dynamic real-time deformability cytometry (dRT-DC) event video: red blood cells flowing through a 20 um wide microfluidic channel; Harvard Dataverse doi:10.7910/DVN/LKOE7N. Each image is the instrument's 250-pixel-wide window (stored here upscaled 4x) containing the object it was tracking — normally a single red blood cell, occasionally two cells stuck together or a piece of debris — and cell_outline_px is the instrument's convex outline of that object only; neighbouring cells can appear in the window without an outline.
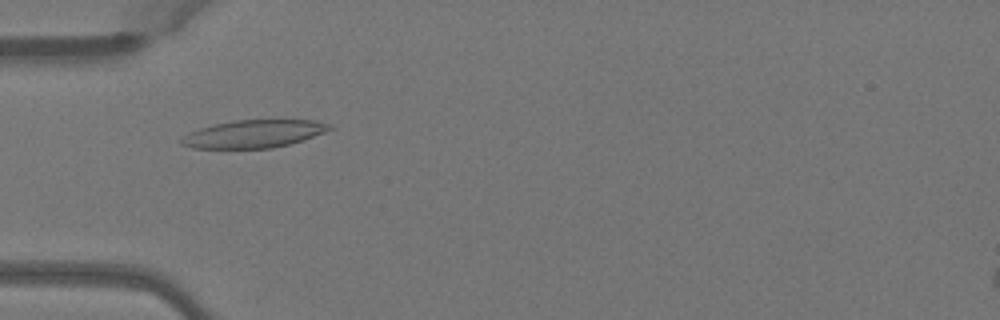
{"species": "Egyptian fruit bat (a non-hibernating species)", "species_latin": "Rousettus aegyptiacus", "temperature_condition": "warm", "stored_images_in_passage": 36, "camera_frame_rate_fps": 3000, "um_per_image_px": 0.085, "animal": {"sex": "female"}, "frame": {"image": 1, "passage_image": 2, "time_ms": 0.333, "image_size_px": [1000, 320], "cell_outline_px": [[332, 128], [324, 132], [304, 140], [272, 148], [192, 148], [180, 144], [180, 140], [184, 136], [200, 128], [232, 120], [316, 120], [332, 124]], "centroid_in_image_um": [21.6, 11.37], "position_along_channel_um": 63.4, "area_um2": 23.81}}
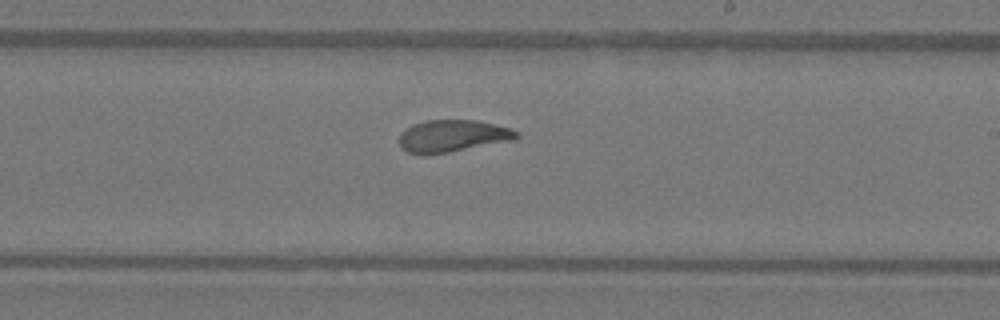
{"frame": {"image": 2, "passage_image": 16, "time_ms": 5.0, "image_size_px": [1000, 320], "cell_outline_px": [[520, 136], [508, 140], [448, 152], [408, 152], [400, 148], [400, 132], [412, 124], [428, 120], [476, 120], [508, 128], [520, 132]], "centroid_in_image_um": [38.43, 11.52], "position_along_channel_um": 250.6, "area_um2": 21.1}}
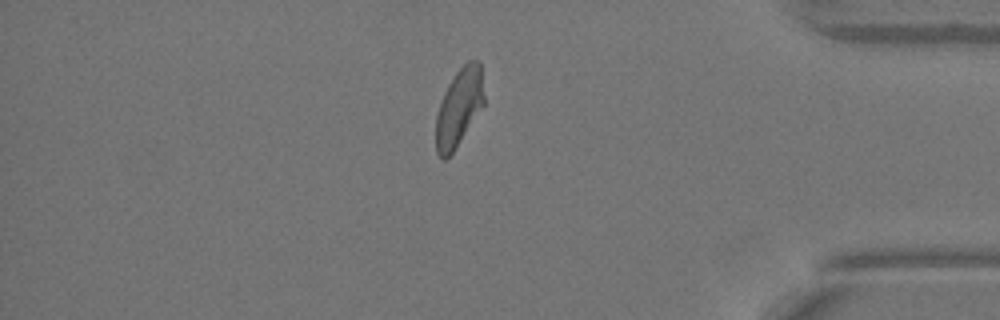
{"frame": {"image": 3, "passage_image": 29, "time_ms": 9.333, "image_size_px": [1000, 320], "cell_outline_px": [[484, 104], [452, 152], [444, 160], [436, 152], [436, 116], [444, 92], [448, 84], [456, 72], [468, 60], [480, 60], [484, 96]], "centroid_in_image_um": [39.02, 9.09], "position_along_channel_um": 396.2, "area_um2": 21.39}, "authors_computed_cell_mechanics": {"area_um2": 22.1374, "velocity_mm_per_s": 4.0454, "shape_relaxation_time_tau1_ms": 4.1538, "shape_relaxation_time_tau2_ms": 1.3652, "deformation_change_tau1": 0.1606, "deformation_change_tau2": 0.0893}}